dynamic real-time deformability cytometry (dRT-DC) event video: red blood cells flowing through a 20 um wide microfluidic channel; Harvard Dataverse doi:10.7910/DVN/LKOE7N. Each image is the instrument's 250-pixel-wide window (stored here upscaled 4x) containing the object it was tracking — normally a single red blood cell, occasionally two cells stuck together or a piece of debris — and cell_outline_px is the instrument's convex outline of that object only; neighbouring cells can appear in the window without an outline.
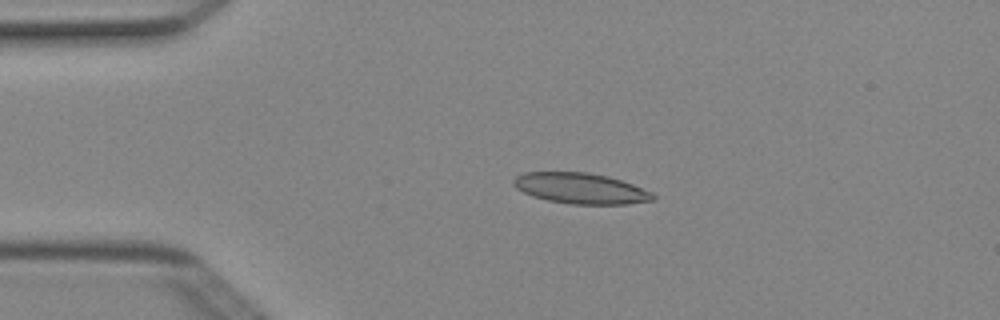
{"species": "Egyptian fruit bat (a non-hibernating species)", "species_latin": "Rousettus aegyptiacus", "temperature_condition": "cold", "stored_images_in_passage": 4, "camera_frame_rate_fps": 3000, "um_per_image_px": 0.085, "animal": {"sex": "female"}, "frame": {"image": 1, "passage_image": 3, "time_ms": 0.667, "image_size_px": [1000, 320], "cell_outline_px": [[656, 200], [628, 204], [572, 204], [548, 200], [532, 196], [516, 188], [512, 184], [512, 180], [516, 176], [524, 172], [588, 172], [608, 176], [632, 184], [652, 192], [656, 196]], "centroid_in_image_um": [49.36, 16.01], "position_along_channel_um": 35.6, "area_um2": 25.03}}